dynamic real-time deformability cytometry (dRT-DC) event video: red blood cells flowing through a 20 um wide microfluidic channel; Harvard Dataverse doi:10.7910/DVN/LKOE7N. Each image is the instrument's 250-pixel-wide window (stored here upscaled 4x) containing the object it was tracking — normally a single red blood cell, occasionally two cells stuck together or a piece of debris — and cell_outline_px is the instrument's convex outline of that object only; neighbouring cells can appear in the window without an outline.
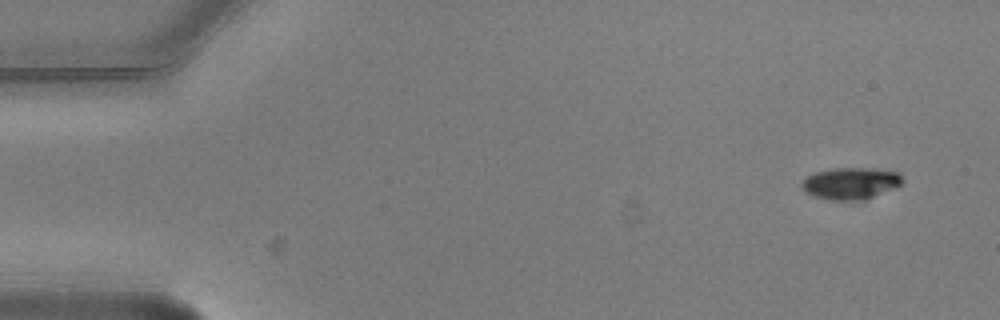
{"species": "common noctule bat (a hibernating species)", "species_latin": "Nyctalus noctula", "temperature_condition": "warm", "stored_images_in_passage": 2, "camera_frame_rate_fps": 3000, "um_per_image_px": 0.085, "animal": {"sex": "male", "body_mass_g": 20.5, "forearm_length_mm": 52.5}, "frame": {"image": 1, "passage_image": 1, "time_ms": 0.0, "image_size_px": [1000, 320], "cell_outline_px": [[904, 180], [900, 184], [892, 188], [864, 200], [832, 200], [816, 196], [808, 192], [800, 184], [808, 176], [816, 172], [836, 168], [864, 168], [896, 172]], "centroid_in_image_um": [72.3, 15.58], "position_along_channel_um": 12.7, "area_um2": 17.98}}